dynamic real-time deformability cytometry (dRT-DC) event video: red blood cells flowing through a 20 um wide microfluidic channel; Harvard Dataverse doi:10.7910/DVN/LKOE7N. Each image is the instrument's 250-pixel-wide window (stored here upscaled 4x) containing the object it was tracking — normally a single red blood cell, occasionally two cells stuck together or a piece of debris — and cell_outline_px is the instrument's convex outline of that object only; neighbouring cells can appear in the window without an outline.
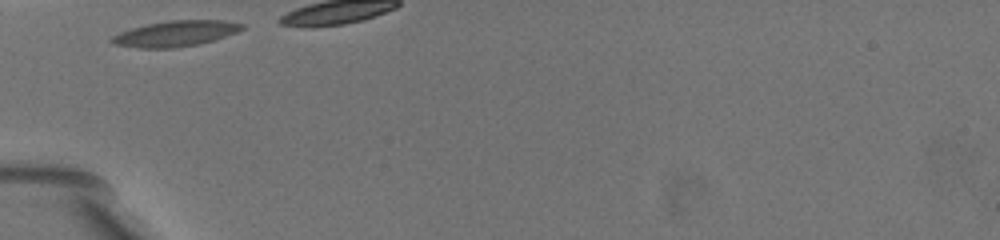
{"species": "common noctule bat (a hibernating species)", "species_latin": "Nyctalus noctula", "temperature_condition": "warm", "stored_images_in_passage": 6, "camera_frame_rate_fps": 3000, "um_per_image_px": 0.085, "animal": {"sex": "female", "body_mass_g": 19.5, "forearm_length_mm": 54.1}, "frame": {"image": 1, "passage_image": 1, "time_ms": 0.0, "image_size_px": [1000, 240], "cell_outline_px": [[244, 28], [236, 32], [212, 40], [196, 44], [176, 48], [140, 48], [112, 44], [108, 40], [112, 36], [120, 32], [132, 28], [148, 24], [172, 20], [220, 20], [244, 24]], "centroid_in_image_um": [14.87, 2.86], "position_along_channel_um": 70.1, "area_um2": 19.25}}